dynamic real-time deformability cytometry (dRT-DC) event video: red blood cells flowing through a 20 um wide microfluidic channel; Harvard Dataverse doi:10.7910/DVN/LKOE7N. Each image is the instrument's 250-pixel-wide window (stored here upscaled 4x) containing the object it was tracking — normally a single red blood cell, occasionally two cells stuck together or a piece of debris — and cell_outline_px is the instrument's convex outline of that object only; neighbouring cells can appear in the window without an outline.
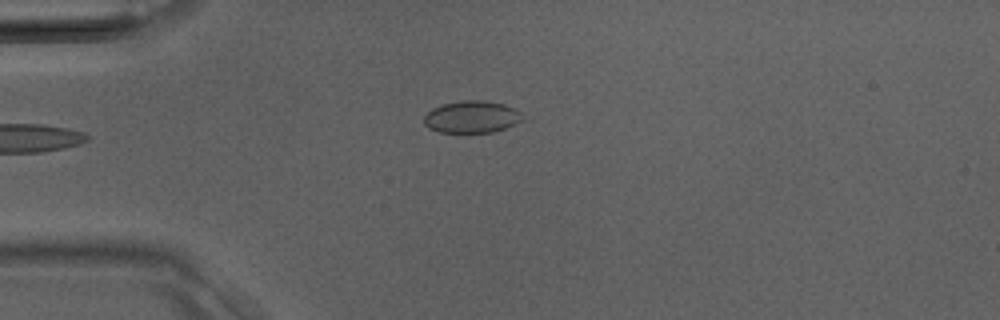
{"species": "Egyptian fruit bat (a non-hibernating species)", "species_latin": "Rousettus aegyptiacus", "temperature_condition": "room temperature", "stored_images_in_passage": 29, "camera_frame_rate_fps": 3000, "um_per_image_px": 0.085, "animal": {"sex": "male"}, "frame": {"image": 1, "passage_image": 1, "time_ms": 0.0, "image_size_px": [1000, 320], "cell_outline_px": [[520, 120], [504, 128], [492, 132], [440, 132], [428, 128], [424, 124], [424, 116], [432, 108], [444, 104], [460, 100], [484, 100], [504, 104], [520, 112]], "centroid_in_image_um": [40.03, 9.92], "position_along_channel_um": 45.0, "area_um2": 18.09}}
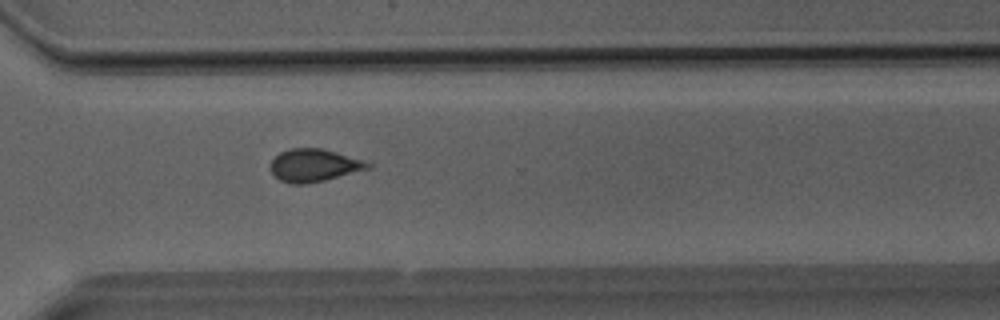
{"frame": {"image": 2, "passage_image": 19, "time_ms": 6.0, "image_size_px": [1000, 320], "cell_outline_px": [[372, 168], [324, 180], [304, 184], [292, 184], [280, 180], [268, 168], [272, 160], [280, 152], [292, 148], [320, 148], [336, 152], [372, 164]], "centroid_in_image_um": [26.66, 14.06], "position_along_channel_um": 343.9, "area_um2": 18.32}}
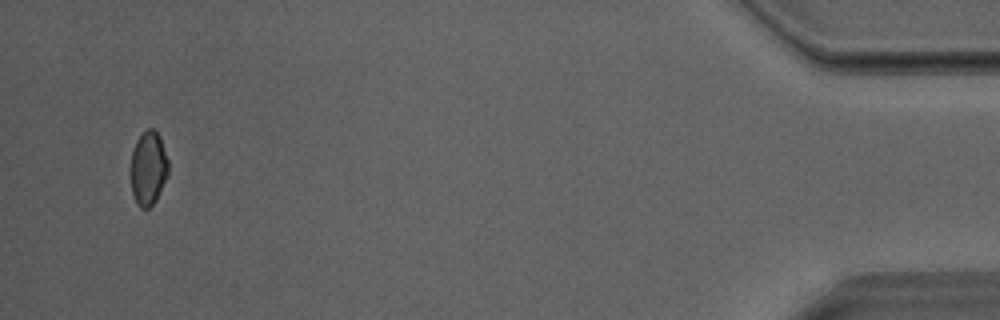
{"frame": {"image": 3, "passage_image": 28, "time_ms": 9.0, "image_size_px": [1000, 320], "cell_outline_px": [[168, 176], [156, 200], [148, 208], [140, 208], [136, 204], [132, 192], [132, 152], [136, 140], [148, 128], [152, 128], [160, 136], [168, 160]], "centroid_in_image_um": [12.63, 14.31], "position_along_channel_um": 422.6, "area_um2": 16.07}}